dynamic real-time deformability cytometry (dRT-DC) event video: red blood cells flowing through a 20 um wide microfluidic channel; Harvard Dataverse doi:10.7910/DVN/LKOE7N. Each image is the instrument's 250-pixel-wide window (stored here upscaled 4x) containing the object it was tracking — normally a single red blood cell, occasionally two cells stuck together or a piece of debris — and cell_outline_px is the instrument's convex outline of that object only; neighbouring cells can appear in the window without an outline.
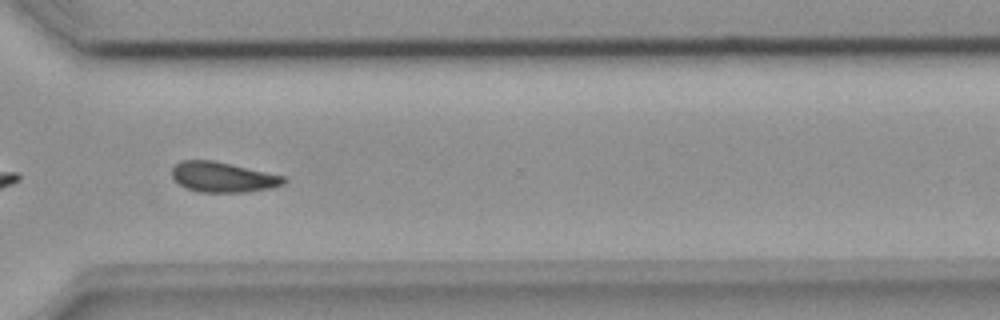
{"species": "common noctule bat (a hibernating species)", "species_latin": "Nyctalus noctula", "temperature_condition": "room temperature", "stored_images_in_passage": 51, "camera_frame_rate_fps": 3000, "um_per_image_px": 0.085, "animal": {"sex": "female", "body_mass_g": 18.4}, "frame": {"image": 1, "passage_image": 37, "time_ms": 12.0, "image_size_px": [1000, 320], "cell_outline_px": [[288, 180], [284, 184], [268, 188], [248, 192], [200, 192], [188, 188], [180, 184], [172, 176], [172, 168], [180, 160], [212, 160], [284, 176]], "centroid_in_image_um": [18.94, 15.05], "position_along_channel_um": 351.7, "area_um2": 19.42}}
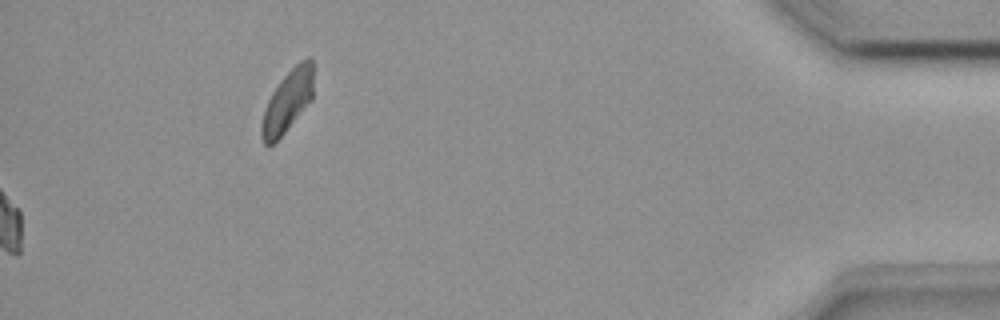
{"frame": {"image": 2, "passage_image": 51, "time_ms": 16.667, "image_size_px": [1000, 320], "cell_outline_px": [[312, 100], [284, 132], [272, 144], [264, 144], [260, 136], [260, 124], [268, 100], [272, 92], [280, 80], [300, 60], [308, 56], [312, 56]], "centroid_in_image_um": [24.43, 8.59], "position_along_channel_um": 410.8, "area_um2": 18.5}}